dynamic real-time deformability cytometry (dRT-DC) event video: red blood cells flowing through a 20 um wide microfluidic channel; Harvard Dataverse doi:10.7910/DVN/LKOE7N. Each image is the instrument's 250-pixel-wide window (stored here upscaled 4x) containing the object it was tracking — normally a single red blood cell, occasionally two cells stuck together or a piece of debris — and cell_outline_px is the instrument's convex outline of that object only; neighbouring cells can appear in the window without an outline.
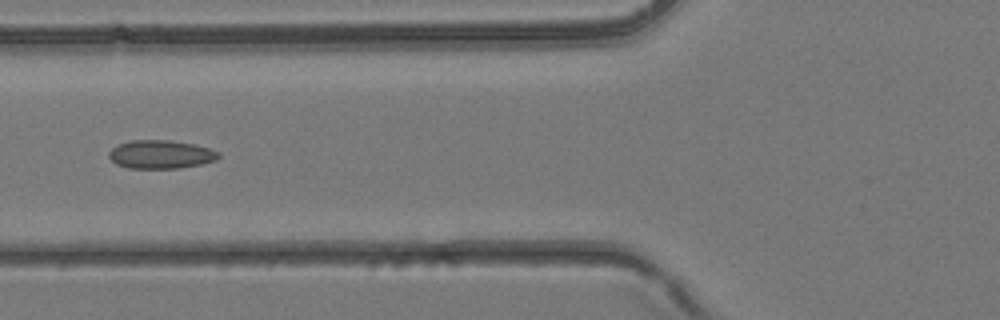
{"species": "common noctule bat (a hibernating species)", "species_latin": "Nyctalus noctula", "temperature_condition": "room temperature", "stored_images_in_passage": 5, "camera_frame_rate_fps": 3000, "um_per_image_px": 0.085, "animal": {"sex": "female", "body_mass_g": 24.6, "forearm_length_mm": 56.2}, "frame": {"image": 1, "passage_image": 5, "time_ms": 1.333, "image_size_px": [1000, 320], "cell_outline_px": [[220, 156], [216, 160], [200, 164], [180, 168], [128, 168], [116, 164], [108, 156], [108, 152], [116, 144], [132, 140], [168, 140], [196, 144], [220, 152]], "centroid_in_image_um": [13.65, 13.12], "position_along_channel_um": 112.1, "area_um2": 18.26}}